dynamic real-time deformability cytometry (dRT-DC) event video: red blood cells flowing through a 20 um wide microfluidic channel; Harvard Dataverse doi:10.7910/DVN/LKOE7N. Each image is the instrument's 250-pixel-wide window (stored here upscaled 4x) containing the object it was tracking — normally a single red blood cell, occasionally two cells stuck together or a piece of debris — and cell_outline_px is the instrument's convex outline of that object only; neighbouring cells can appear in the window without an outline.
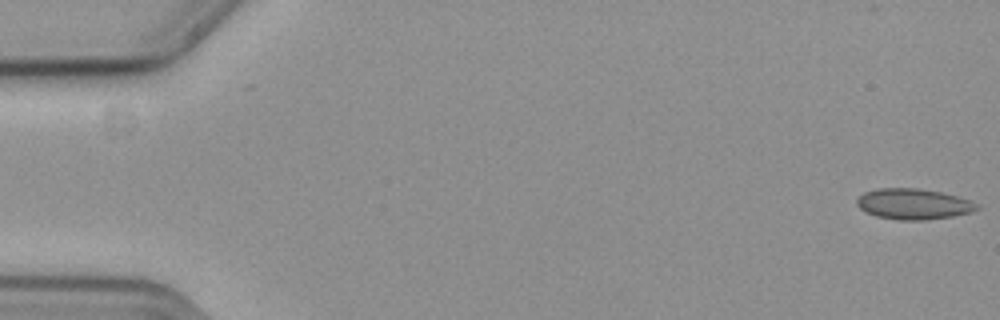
{"species": "common noctule bat (a hibernating species)", "species_latin": "Nyctalus noctula", "temperature_condition": "cold", "stored_images_in_passage": 57, "camera_frame_rate_fps": 3000, "um_per_image_px": 0.085, "animal": {"sex": "female", "body_mass_g": 19.3, "forearm_length_mm": 54.1}, "frame": {"image": 1, "passage_image": 1, "time_ms": 0.0, "image_size_px": [1000, 320], "cell_outline_px": [[980, 208], [972, 212], [952, 216], [924, 220], [900, 220], [876, 216], [864, 212], [856, 204], [856, 200], [864, 192], [876, 188], [916, 188], [940, 192], [956, 196], [980, 204]], "centroid_in_image_um": [77.63, 17.34], "position_along_channel_um": 7.4, "area_um2": 21.5}}
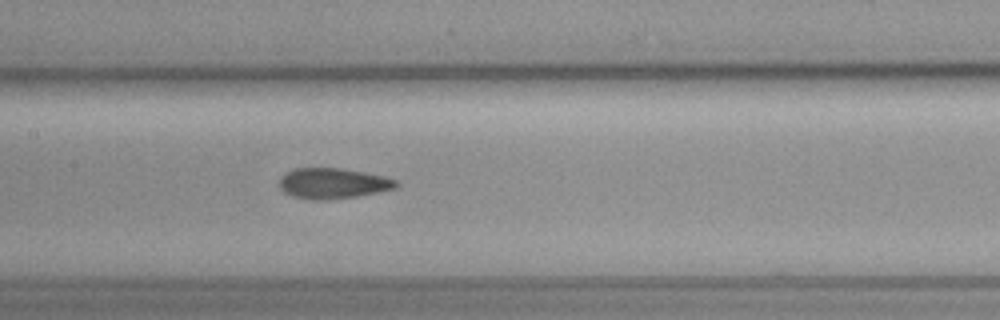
{"frame": {"image": 2, "passage_image": 28, "time_ms": 9.0, "image_size_px": [1000, 320], "cell_outline_px": [[400, 184], [396, 188], [356, 196], [320, 200], [308, 200], [292, 196], [284, 192], [280, 188], [280, 176], [284, 172], [292, 168], [340, 168], [380, 176], [396, 180]], "centroid_in_image_um": [28.22, 15.58], "position_along_channel_um": 179.2, "area_um2": 20.63}}
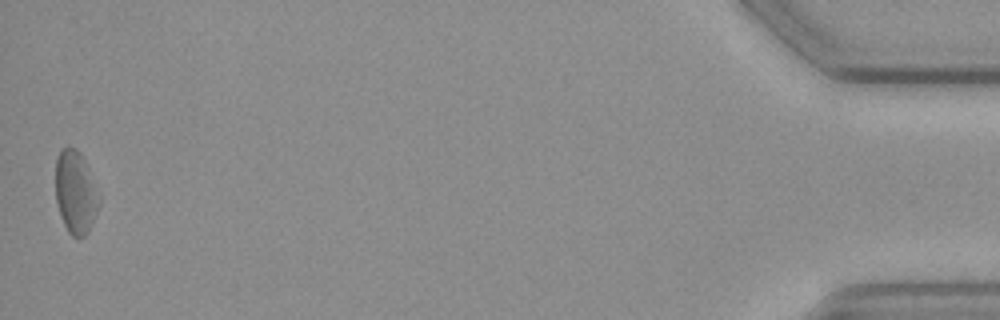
{"frame": {"image": 3, "passage_image": 57, "time_ms": 18.667, "image_size_px": [1000, 320], "cell_outline_px": [[100, 204], [92, 224], [88, 232], [84, 236], [72, 236], [68, 232], [64, 224], [56, 200], [56, 160], [60, 152], [64, 148], [76, 148], [80, 152], [88, 168], [100, 196]], "centroid_in_image_um": [6.44, 16.36], "position_along_channel_um": 428.8, "area_um2": 20.75}, "authors_computed_cell_mechanics": {"area_um2": 20.7502, "velocity_mm_per_s": 3.6241, "shape_relaxation_time_tau1_ms": null, "shape_relaxation_time_tau2_ms": 4.5963, "deformation_change_tau1": null, "deformation_change_tau2": 0.0802}}